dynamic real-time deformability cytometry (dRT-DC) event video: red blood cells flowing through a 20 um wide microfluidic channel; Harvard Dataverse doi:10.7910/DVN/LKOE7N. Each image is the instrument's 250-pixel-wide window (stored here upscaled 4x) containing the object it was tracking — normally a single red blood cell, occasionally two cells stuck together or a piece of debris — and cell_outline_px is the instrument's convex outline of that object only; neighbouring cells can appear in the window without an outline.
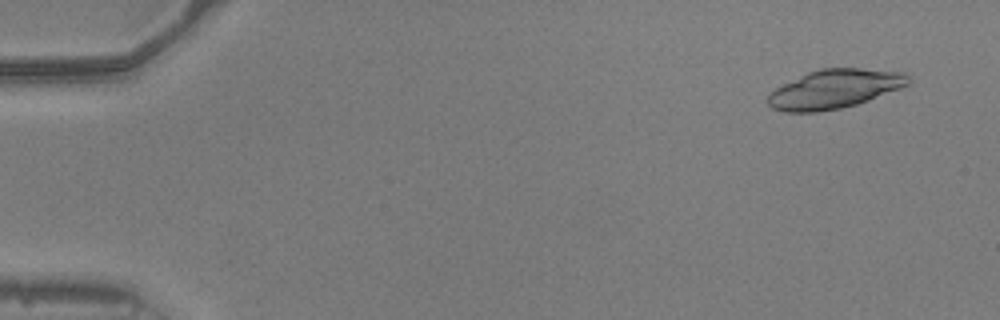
{"species": "common noctule bat (a hibernating species)", "species_latin": "Nyctalus noctula", "temperature_condition": "warm", "stored_images_in_passage": 15, "camera_frame_rate_fps": 3000, "um_per_image_px": 0.085, "animal": {"sex": "male", "body_mass_g": 20.5, "forearm_length_mm": 52.5}, "frame": {"image": 1, "passage_image": 1, "time_ms": 0.0, "image_size_px": [1000, 320], "cell_outline_px": [[912, 80], [908, 84], [900, 88], [868, 100], [856, 104], [840, 108], [816, 112], [784, 112], [772, 108], [768, 104], [768, 96], [776, 88], [808, 72], [820, 68], [860, 68], [904, 72], [912, 76]], "centroid_in_image_um": [70.97, 7.56], "position_along_channel_um": 14.0, "area_um2": 31.67}}